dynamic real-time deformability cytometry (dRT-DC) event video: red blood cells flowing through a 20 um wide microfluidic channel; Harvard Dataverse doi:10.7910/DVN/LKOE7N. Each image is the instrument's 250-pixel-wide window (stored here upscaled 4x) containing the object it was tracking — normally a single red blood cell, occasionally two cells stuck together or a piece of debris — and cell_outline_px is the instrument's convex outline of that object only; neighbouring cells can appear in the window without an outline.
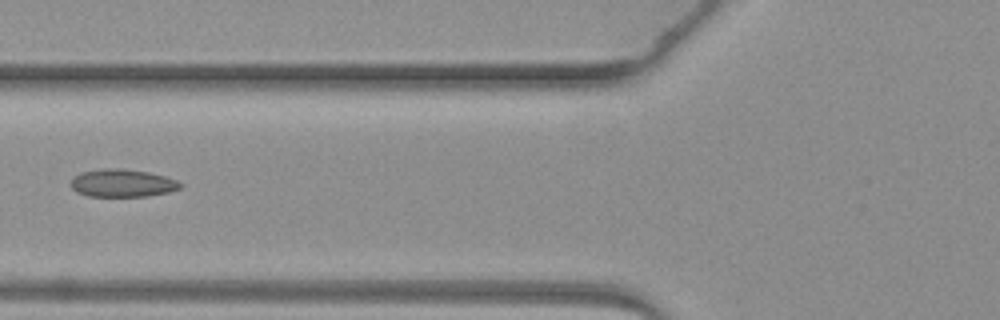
{"species": "common noctule bat (a hibernating species)", "species_latin": "Nyctalus noctula", "temperature_condition": "warm", "stored_images_in_passage": 7, "camera_frame_rate_fps": 3000, "um_per_image_px": 0.085, "animal": {"sex": "female", "body_mass_g": 19.3, "forearm_length_mm": 54.1}, "frame": {"image": 1, "passage_image": 6, "time_ms": 6.0, "image_size_px": [1000, 320], "cell_outline_px": [[184, 184], [180, 188], [168, 192], [148, 196], [88, 196], [76, 192], [72, 188], [72, 176], [80, 172], [108, 168], [120, 168], [148, 172], [164, 176], [176, 180]], "centroid_in_image_um": [10.39, 15.56], "position_along_channel_um": 115.4, "area_um2": 17.69}}
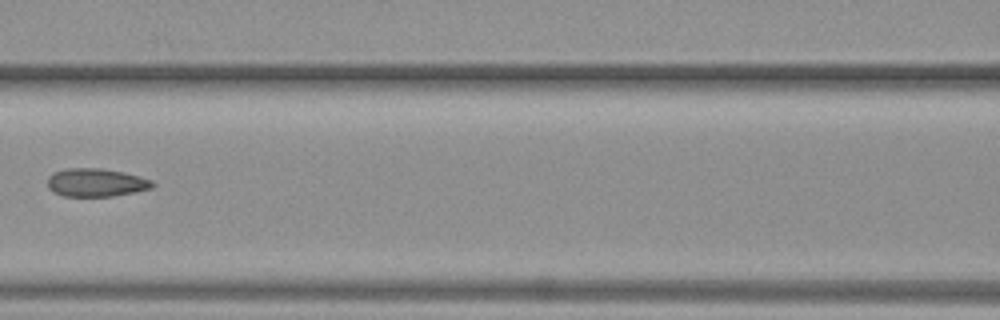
{"frame": {"image": 2, "passage_image": 7, "time_ms": 7.0, "image_size_px": [1000, 320], "cell_outline_px": [[156, 184], [152, 188], [136, 192], [112, 196], [64, 196], [52, 192], [48, 188], [48, 176], [64, 168], [100, 168], [124, 172], [140, 176], [152, 180]], "centroid_in_image_um": [8.18, 15.51], "position_along_channel_um": 158.4, "area_um2": 17.4}}